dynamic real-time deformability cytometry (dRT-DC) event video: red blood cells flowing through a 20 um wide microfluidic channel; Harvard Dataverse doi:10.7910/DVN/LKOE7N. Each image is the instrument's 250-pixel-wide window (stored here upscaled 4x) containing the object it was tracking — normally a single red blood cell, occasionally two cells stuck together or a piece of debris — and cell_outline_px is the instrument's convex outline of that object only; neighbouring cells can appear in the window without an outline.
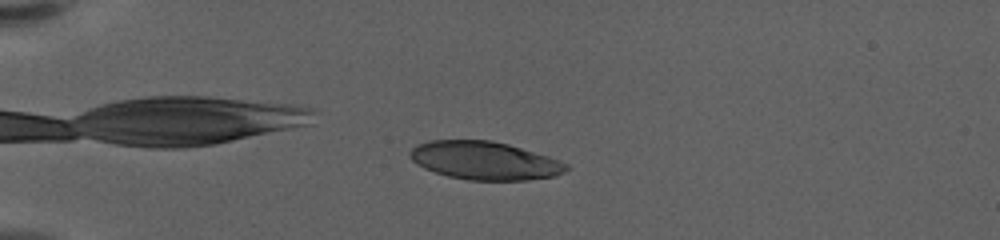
{"species": "human", "species_latin": "Homo sapiens", "temperature_condition": "warm", "stored_images_in_passage": 59, "camera_frame_rate_fps": 3000, "um_per_image_px": 0.085, "donor": {"sex": "female"}, "frame": {"image": 1, "passage_image": 16, "time_ms": 5.0, "image_size_px": [1000, 240], "cell_outline_px": [[568, 168], [564, 172], [556, 176], [528, 180], [468, 180], [448, 176], [424, 168], [416, 164], [412, 160], [408, 152], [416, 144], [428, 140], [492, 140], [508, 144], [548, 156], [560, 160], [568, 164]], "centroid_in_image_um": [41.18, 13.64], "position_along_channel_um": 43.8, "area_um2": 34.91}}
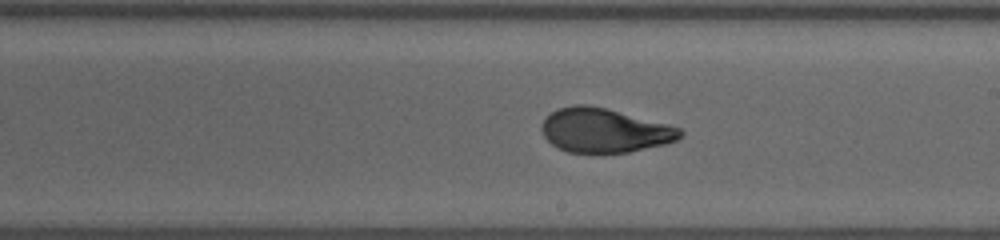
{"frame": {"image": 2, "passage_image": 36, "time_ms": 11.667, "image_size_px": [1000, 240], "cell_outline_px": [[684, 132], [676, 140], [664, 144], [628, 152], [568, 152], [556, 148], [544, 136], [540, 128], [540, 124], [552, 112], [560, 108], [572, 104], [588, 104], [608, 108], [668, 124], [680, 128]], "centroid_in_image_um": [51.35, 11.07], "position_along_channel_um": 237.6, "area_um2": 35.6}}
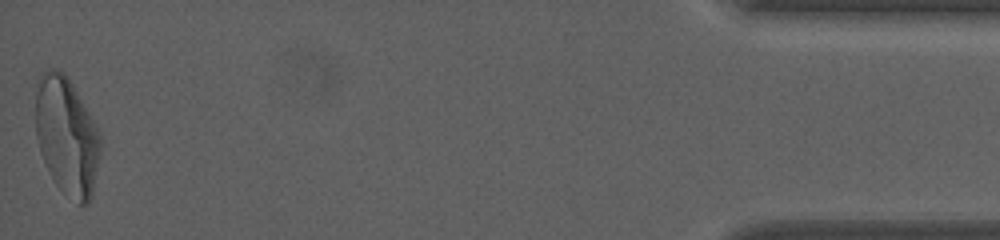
{"frame": {"image": 3, "passage_image": 59, "time_ms": 19.333, "image_size_px": [1000, 240], "cell_outline_px": [[100, 152], [92, 196], [88, 204], [80, 204], [60, 188], [52, 180], [40, 152], [36, 136], [36, 92], [40, 80], [44, 72], [48, 68], [56, 68], [64, 72], [88, 112], [100, 136]], "centroid_in_image_um": [5.66, 11.58], "position_along_channel_um": 429.5, "area_um2": 43.75}, "authors_computed_cell_mechanics": {"area_um2": 35.8938, "velocity_mm_per_s": 3.5598, "shape_relaxation_time_tau1_ms": 4.6562, "shape_relaxation_time_tau2_ms": 0.9775, "deformation_change_tau1": 0.2163, "deformation_change_tau2": 0.065}}